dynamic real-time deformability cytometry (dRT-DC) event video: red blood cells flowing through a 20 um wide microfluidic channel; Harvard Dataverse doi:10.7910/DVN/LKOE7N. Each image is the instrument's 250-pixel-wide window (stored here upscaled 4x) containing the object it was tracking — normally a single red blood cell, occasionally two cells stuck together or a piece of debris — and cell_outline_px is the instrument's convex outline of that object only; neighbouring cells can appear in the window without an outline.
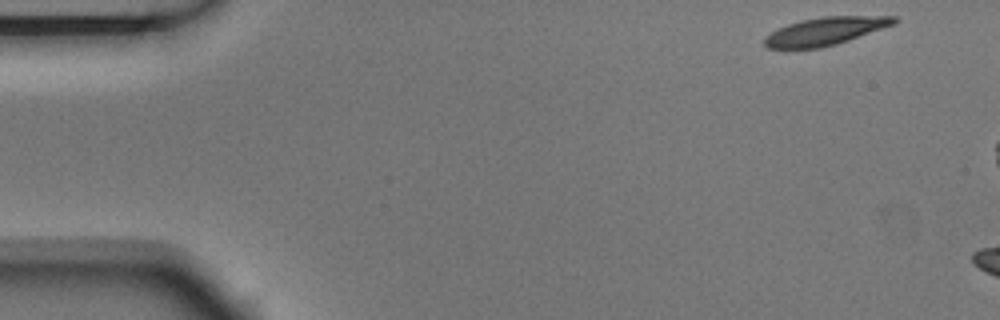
{"species": "Egyptian fruit bat (a non-hibernating species)", "species_latin": "Rousettus aegyptiacus", "temperature_condition": "room temperature", "stored_images_in_passage": 3, "camera_frame_rate_fps": 3000, "um_per_image_px": 0.085, "animal": {"sex": "male"}, "frame": {"image": 1, "passage_image": 1, "time_ms": 0.0, "image_size_px": [1000, 320], "cell_outline_px": [[900, 20], [896, 24], [836, 44], [820, 48], [768, 48], [764, 44], [764, 36], [788, 24], [800, 20], [820, 16], [896, 16]], "centroid_in_image_um": [70.19, 2.63], "position_along_channel_um": 14.8, "area_um2": 21.04}}